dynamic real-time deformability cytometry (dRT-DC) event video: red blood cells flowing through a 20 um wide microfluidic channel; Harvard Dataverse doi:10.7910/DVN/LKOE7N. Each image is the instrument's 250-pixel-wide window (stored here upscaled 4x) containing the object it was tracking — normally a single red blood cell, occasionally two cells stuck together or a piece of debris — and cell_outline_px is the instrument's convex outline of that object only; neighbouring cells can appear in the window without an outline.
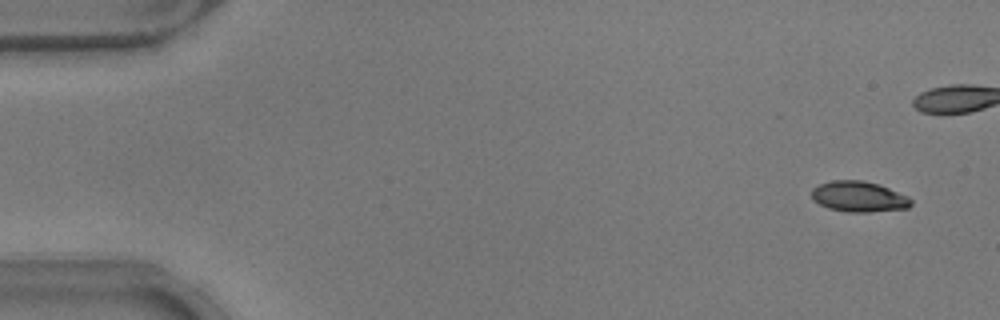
{"species": "common noctule bat (a hibernating species)", "species_latin": "Nyctalus noctula", "temperature_condition": "warm", "stored_images_in_passage": 41, "camera_frame_rate_fps": 3000, "um_per_image_px": 0.085, "animal": {"sex": "male", "body_mass_g": 17.9}, "frame": {"image": 1, "passage_image": 1, "time_ms": 0.0, "image_size_px": [1000, 320], "cell_outline_px": [[912, 204], [908, 208], [868, 212], [848, 212], [828, 208], [812, 200], [812, 188], [820, 184], [832, 180], [860, 180], [876, 184], [888, 188], [908, 196], [912, 200]], "centroid_in_image_um": [72.99, 16.72], "position_along_channel_um": 12.0, "area_um2": 17.63}}
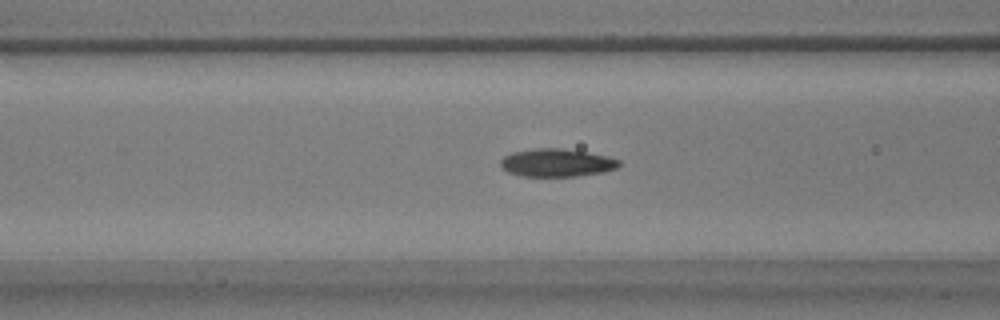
{"frame": {"image": 2, "passage_image": 19, "time_ms": 6.0, "image_size_px": [1000, 320], "cell_outline_px": [[620, 164], [616, 168], [604, 172], [576, 176], [520, 176], [508, 172], [500, 164], [500, 160], [504, 156], [512, 152], [536, 148], [560, 148], [608, 156], [620, 160]], "centroid_in_image_um": [47.31, 13.83], "position_along_channel_um": 119.3, "area_um2": 19.19}}
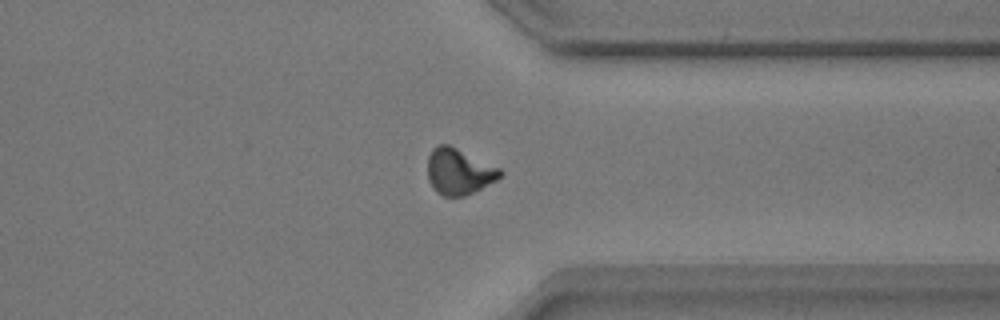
{"frame": {"image": 3, "passage_image": 39, "time_ms": 12.667, "image_size_px": [1000, 320], "cell_outline_px": [[504, 172], [496, 180], [464, 196], [444, 196], [436, 192], [432, 188], [428, 180], [428, 156], [432, 148], [440, 144], [448, 144], [500, 168]], "centroid_in_image_um": [38.97, 14.58], "position_along_channel_um": 372.4, "area_um2": 19.31}}